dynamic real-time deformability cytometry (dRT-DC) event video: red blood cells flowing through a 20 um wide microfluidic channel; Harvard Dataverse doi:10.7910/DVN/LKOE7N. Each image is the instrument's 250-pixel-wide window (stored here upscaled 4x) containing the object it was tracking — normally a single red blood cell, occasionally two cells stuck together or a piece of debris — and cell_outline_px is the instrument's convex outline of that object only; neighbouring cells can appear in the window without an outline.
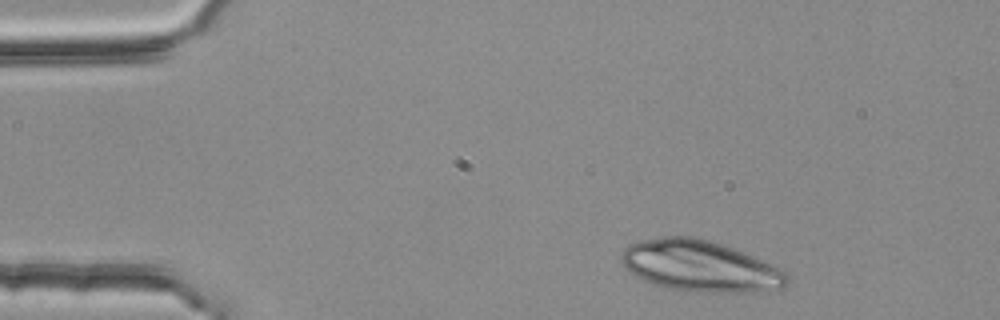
{"species": "common noctule bat (a hibernating species)", "species_latin": "Nyctalus noctula", "temperature_condition": "room temperature", "stored_images_in_passage": 2, "camera_frame_rate_fps": 3000, "um_per_image_px": 0.085, "animal": {"sex": "female", "body_mass_g": 25.1}, "frame": {"image": 1, "passage_image": 1, "time_ms": 0.0, "image_size_px": [1000, 320], "cell_outline_px": [[788, 284], [784, 288], [752, 292], [700, 292], [664, 288], [652, 284], [636, 276], [624, 268], [620, 260], [620, 256], [624, 248], [628, 244], [636, 240], [664, 236], [692, 236], [712, 240], [784, 268], [788, 276]], "centroid_in_image_um": [59.5, 22.61], "position_along_channel_um": 25.5, "area_um2": 50.17}}